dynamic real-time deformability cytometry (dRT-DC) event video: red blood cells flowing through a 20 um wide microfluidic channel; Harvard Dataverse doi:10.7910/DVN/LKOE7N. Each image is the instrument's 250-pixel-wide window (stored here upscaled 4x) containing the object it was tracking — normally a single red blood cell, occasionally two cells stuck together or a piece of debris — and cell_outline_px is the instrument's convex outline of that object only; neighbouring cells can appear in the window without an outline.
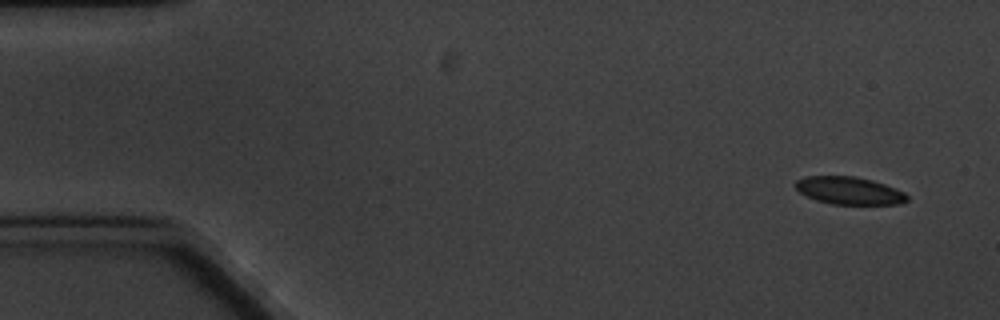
{"species": "common noctule bat (a hibernating species)", "species_latin": "Nyctalus noctula", "temperature_condition": "cold", "stored_images_in_passage": 5, "camera_frame_rate_fps": 3000, "um_per_image_px": 0.085, "animal": {"sex": "male", "body_mass_g": 20.1, "forearm_length_mm": 53.5}, "frame": {"image": 1, "passage_image": 1, "time_ms": 0.0, "image_size_px": [1000, 320], "cell_outline_px": [[908, 200], [904, 204], [832, 204], [816, 200], [800, 192], [792, 184], [796, 180], [804, 176], [856, 176], [872, 180], [896, 188], [904, 192], [908, 196]], "centroid_in_image_um": [72.18, 16.2], "position_along_channel_um": 12.8, "area_um2": 18.09}}
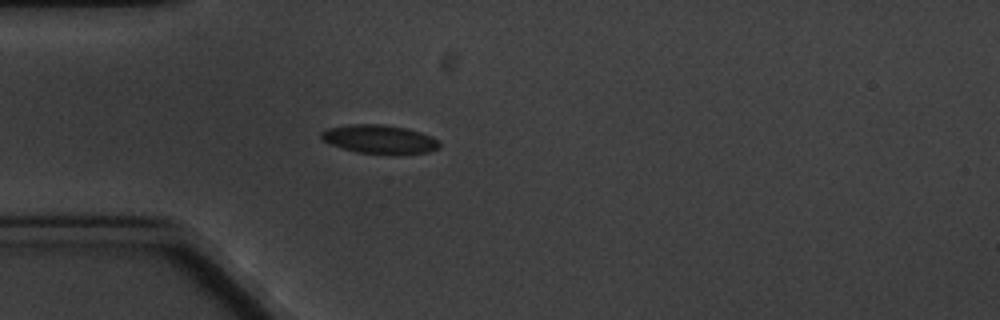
{"frame": {"image": 2, "passage_image": 5, "time_ms": 4.333, "image_size_px": [1000, 320], "cell_outline_px": [[440, 144], [436, 148], [428, 152], [396, 156], [392, 156], [356, 152], [332, 144], [324, 140], [320, 136], [320, 132], [324, 128], [348, 124], [380, 124], [408, 128], [432, 136], [440, 140]], "centroid_in_image_um": [32.28, 11.85], "position_along_channel_um": 52.7, "area_um2": 20.29}}